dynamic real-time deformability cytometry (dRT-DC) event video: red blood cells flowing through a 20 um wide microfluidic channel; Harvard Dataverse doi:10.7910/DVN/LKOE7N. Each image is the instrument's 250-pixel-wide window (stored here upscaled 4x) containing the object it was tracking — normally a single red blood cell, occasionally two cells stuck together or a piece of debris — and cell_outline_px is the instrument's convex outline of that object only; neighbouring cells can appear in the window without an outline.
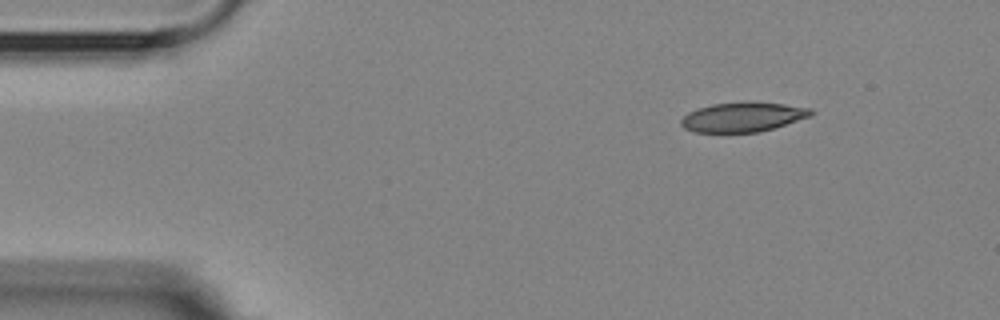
{"species": "Egyptian fruit bat (a non-hibernating species)", "species_latin": "Rousettus aegyptiacus", "temperature_condition": "room temperature", "stored_images_in_passage": 6, "segment_of_instrument_passage": [2, 2], "camera_frame_rate_fps": 3000, "um_per_image_px": 0.085, "animal": {"sex": "female"}, "frame": {"image": 1, "passage_image": 6, "time_ms": 6.0, "image_size_px": [1000, 320], "cell_outline_px": [[816, 112], [812, 116], [760, 132], [696, 132], [684, 128], [680, 124], [680, 120], [688, 112], [696, 108], [712, 104], [748, 100], [784, 104], [812, 108]], "centroid_in_image_um": [63.17, 9.92], "position_along_channel_um": 21.8, "area_um2": 22.83}}